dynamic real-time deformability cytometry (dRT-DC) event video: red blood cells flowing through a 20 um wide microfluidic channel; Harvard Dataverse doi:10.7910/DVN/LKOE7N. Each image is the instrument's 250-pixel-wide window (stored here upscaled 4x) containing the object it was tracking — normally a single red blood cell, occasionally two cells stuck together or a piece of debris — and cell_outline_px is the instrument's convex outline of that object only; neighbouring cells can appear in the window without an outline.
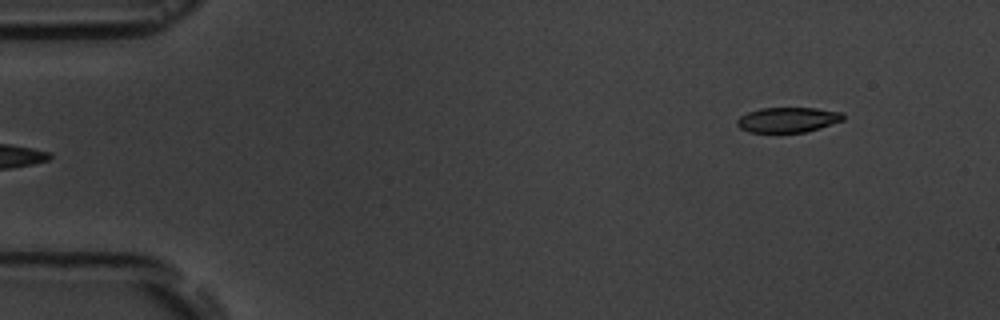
{"species": "common noctule bat (a hibernating species)", "species_latin": "Nyctalus noctula", "temperature_condition": "room temperature", "stored_images_in_passage": 6, "camera_frame_rate_fps": 3000, "um_per_image_px": 0.085, "animal": {"sex": "male", "body_mass_g": 19.5, "forearm_length_mm": 54.6}, "frame": {"image": 1, "passage_image": 6, "time_ms": 5.667, "image_size_px": [1000, 320], "cell_outline_px": [[844, 120], [820, 128], [804, 132], [748, 132], [740, 128], [736, 124], [736, 120], [740, 116], [748, 112], [760, 108], [816, 108], [844, 112]], "centroid_in_image_um": [66.97, 10.17], "position_along_channel_um": 18.0, "area_um2": 15.61}}